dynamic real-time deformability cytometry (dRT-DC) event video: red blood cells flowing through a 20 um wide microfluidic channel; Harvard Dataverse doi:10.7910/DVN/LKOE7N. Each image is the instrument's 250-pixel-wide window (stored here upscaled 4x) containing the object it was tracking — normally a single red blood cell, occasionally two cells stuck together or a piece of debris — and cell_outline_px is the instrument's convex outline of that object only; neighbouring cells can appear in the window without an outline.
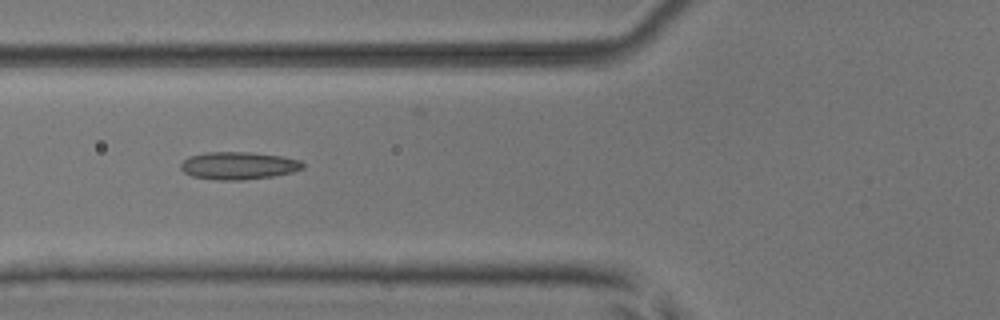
{"species": "common noctule bat (a hibernating species)", "species_latin": "Nyctalus noctula", "temperature_condition": "room temperature", "stored_images_in_passage": 7, "camera_frame_rate_fps": 3000, "um_per_image_px": 0.085, "animal": {"sex": "male", "body_mass_g": 17.9, "forearm_length_mm": 54.2}, "frame": {"image": 1, "passage_image": 4, "time_ms": 1.0, "image_size_px": [1000, 320], "cell_outline_px": [[304, 168], [292, 172], [272, 176], [244, 180], [220, 180], [192, 176], [184, 172], [180, 168], [180, 164], [188, 156], [208, 152], [248, 152], [280, 156], [300, 160], [304, 164]], "centroid_in_image_um": [20.26, 14.08], "position_along_channel_um": 105.5, "area_um2": 19.54}}
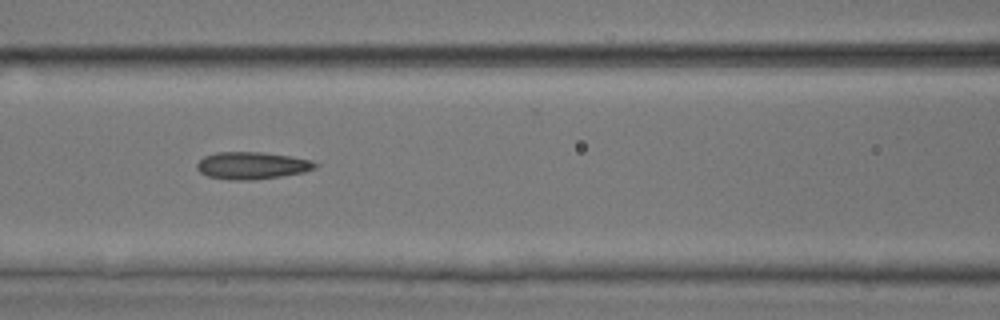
{"frame": {"image": 2, "passage_image": 5, "time_ms": 1.333, "image_size_px": [1000, 320], "cell_outline_px": [[320, 164], [316, 168], [304, 172], [280, 176], [252, 180], [228, 180], [208, 176], [200, 172], [196, 168], [196, 164], [204, 156], [216, 152], [260, 152], [288, 156], [312, 160]], "centroid_in_image_um": [21.41, 14.07], "position_along_channel_um": 145.2, "area_um2": 18.79}}
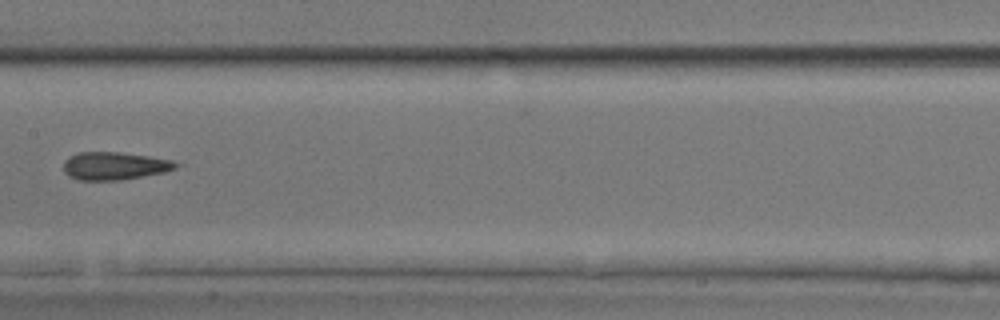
{"frame": {"image": 3, "passage_image": 6, "time_ms": 1.667, "image_size_px": [1000, 320], "cell_outline_px": [[184, 164], [176, 168], [164, 172], [120, 180], [80, 180], [68, 176], [64, 172], [64, 160], [68, 156], [80, 152], [120, 152], [148, 156], [172, 160]], "centroid_in_image_um": [9.74, 14.09], "position_along_channel_um": 197.7, "area_um2": 18.32}}